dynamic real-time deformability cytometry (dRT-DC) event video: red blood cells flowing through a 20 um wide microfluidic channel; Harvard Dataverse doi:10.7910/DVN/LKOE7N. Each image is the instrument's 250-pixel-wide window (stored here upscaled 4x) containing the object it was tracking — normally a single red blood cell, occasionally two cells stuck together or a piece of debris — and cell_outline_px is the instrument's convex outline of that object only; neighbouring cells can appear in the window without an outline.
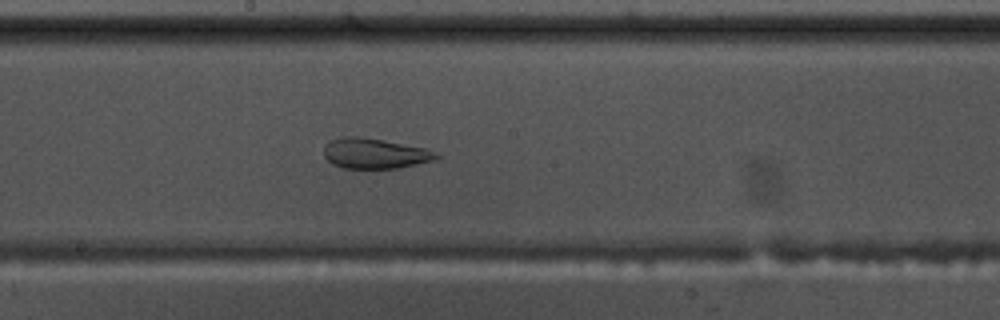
{"species": "common noctule bat (a hibernating species)", "species_latin": "Nyctalus noctula", "temperature_condition": "warm", "stored_images_in_passage": 56, "camera_frame_rate_fps": 3000, "um_per_image_px": 0.085, "animal": {"sex": "male", "body_mass_g": 17.5, "forearm_length_mm": 52.3}, "frame": {"image": 1, "passage_image": 31, "time_ms": 10.0, "image_size_px": [1000, 320], "cell_outline_px": [[440, 156], [436, 160], [400, 168], [344, 168], [332, 164], [324, 156], [324, 148], [332, 140], [344, 136], [356, 136], [380, 140], [424, 148], [436, 152]], "centroid_in_image_um": [31.87, 13.06], "position_along_channel_um": 216.3, "area_um2": 19.59}}
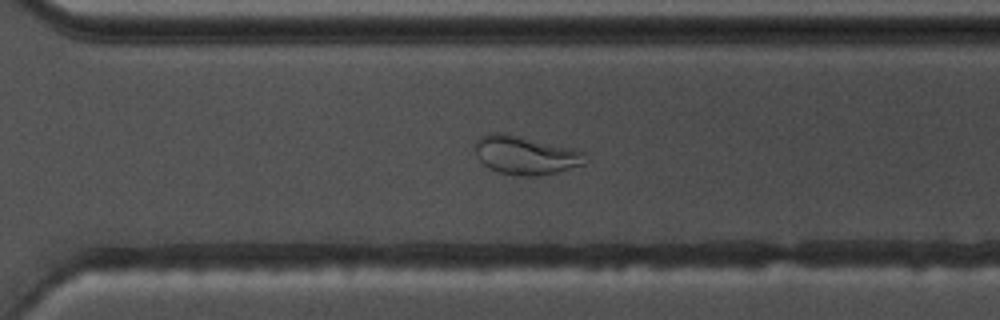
{"frame": {"image": 2, "passage_image": 40, "time_ms": 13.0, "image_size_px": [1000, 320], "cell_outline_px": [[588, 160], [584, 164], [556, 172], [540, 176], [512, 176], [488, 168], [476, 156], [472, 148], [476, 140], [480, 136], [488, 132], [508, 132], [584, 152]], "centroid_in_image_um": [44.59, 13.17], "position_along_channel_um": 326.0, "area_um2": 25.2}}
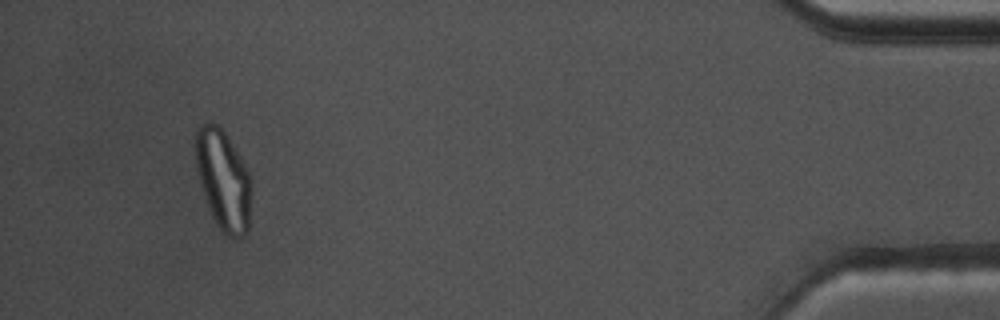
{"frame": {"image": 3, "passage_image": 53, "time_ms": 17.333, "image_size_px": [1000, 320], "cell_outline_px": [[252, 192], [248, 232], [244, 236], [236, 240], [228, 236], [216, 224], [208, 208], [200, 184], [196, 168], [196, 128], [200, 124], [208, 120], [212, 120], [224, 132], [244, 164], [248, 172], [252, 188]], "centroid_in_image_um": [18.98, 15.32], "position_along_channel_um": 416.2, "area_um2": 32.71}, "authors_computed_cell_mechanics": {"area_um2": 29.2179, "velocity_mm_per_s": 3.6597, "shape_relaxation_time_tau1_ms": null, "shape_relaxation_time_tau2_ms": 1.4438, "deformation_change_tau1": null, "deformation_change_tau2": 0.0801}}